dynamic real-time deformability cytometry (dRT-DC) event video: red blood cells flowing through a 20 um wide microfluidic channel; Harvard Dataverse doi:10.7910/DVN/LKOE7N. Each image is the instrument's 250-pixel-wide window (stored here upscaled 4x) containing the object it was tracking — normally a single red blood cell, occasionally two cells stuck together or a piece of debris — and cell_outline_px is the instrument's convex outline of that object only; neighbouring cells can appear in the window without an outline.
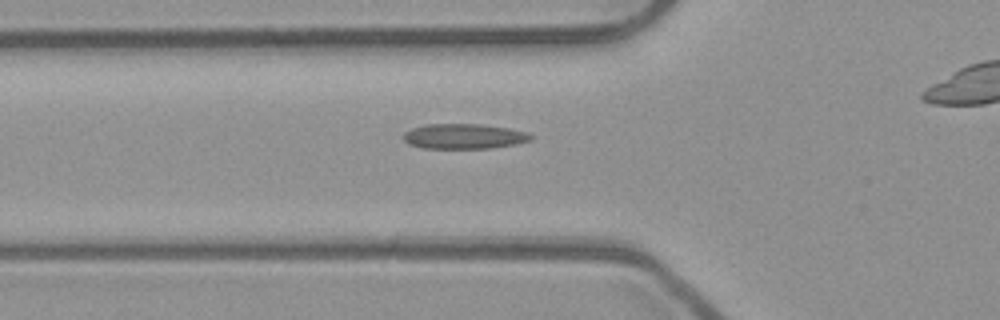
{"species": "common noctule bat (a hibernating species)", "species_latin": "Nyctalus noctula", "temperature_condition": "room temperature", "stored_images_in_passage": 29, "camera_frame_rate_fps": 3000, "um_per_image_px": 0.085, "animal": {"sex": "male", "body_mass_g": 23.1, "forearm_length_mm": 52.7}, "frame": {"image": 1, "passage_image": 2, "time_ms": 0.333, "image_size_px": [1000, 320], "cell_outline_px": [[532, 140], [516, 144], [488, 148], [424, 148], [408, 144], [404, 140], [404, 132], [412, 128], [428, 124], [480, 124], [508, 128], [524, 132], [532, 136]], "centroid_in_image_um": [39.41, 11.59], "position_along_channel_um": 86.4, "area_um2": 18.44}}
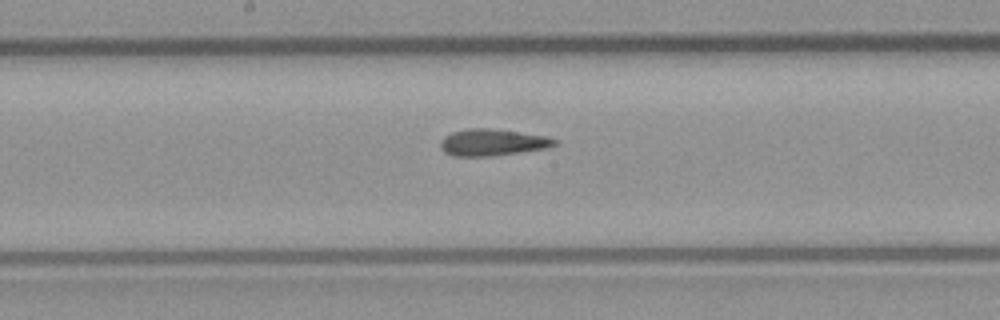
{"frame": {"image": 2, "passage_image": 11, "time_ms": 3.333, "image_size_px": [1000, 320], "cell_outline_px": [[556, 144], [548, 148], [488, 156], [452, 156], [444, 152], [440, 148], [440, 140], [444, 136], [452, 132], [468, 128], [492, 128], [548, 136], [556, 140]], "centroid_in_image_um": [41.82, 12.09], "position_along_channel_um": 206.4, "area_um2": 17.8}}
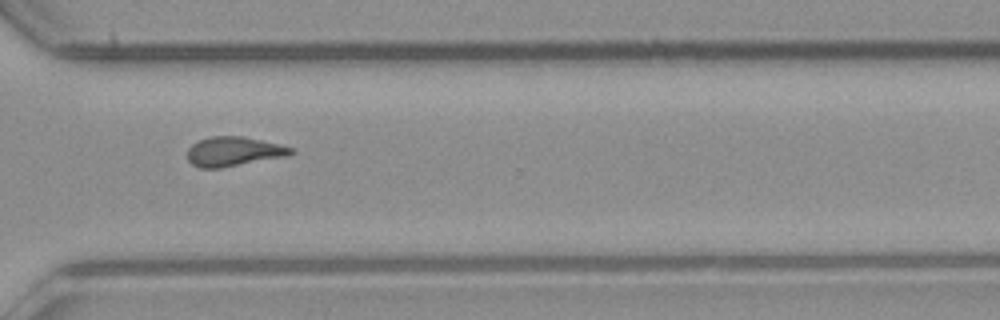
{"frame": {"image": 3, "passage_image": 22, "time_ms": 7.0, "image_size_px": [1000, 320], "cell_outline_px": [[296, 152], [288, 156], [220, 168], [200, 168], [192, 164], [188, 160], [188, 148], [192, 144], [208, 136], [244, 136], [280, 144], [292, 148]], "centroid_in_image_um": [19.88, 12.87], "position_along_channel_um": 350.7, "area_um2": 17.86}}